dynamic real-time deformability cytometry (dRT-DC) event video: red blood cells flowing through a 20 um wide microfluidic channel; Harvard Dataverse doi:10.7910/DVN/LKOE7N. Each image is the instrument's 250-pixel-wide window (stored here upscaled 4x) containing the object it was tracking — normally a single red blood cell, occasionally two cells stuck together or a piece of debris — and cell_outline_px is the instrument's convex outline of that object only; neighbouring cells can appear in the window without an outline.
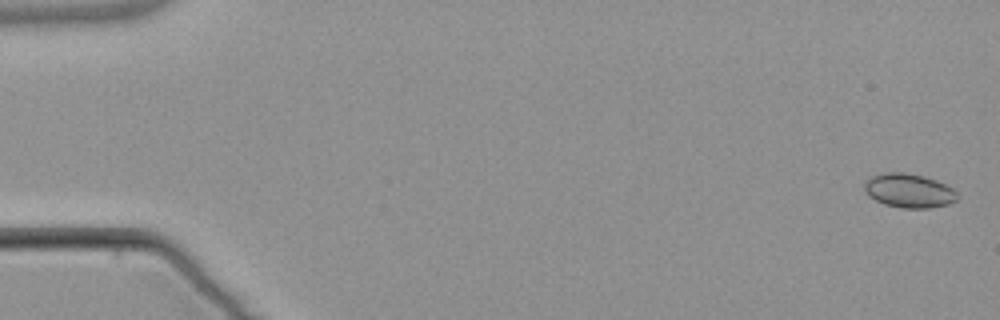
{"species": "common noctule bat (a hibernating species)", "species_latin": "Nyctalus noctula", "temperature_condition": "warm", "stored_images_in_passage": 6, "camera_frame_rate_fps": 3000, "um_per_image_px": 0.085, "animal": {"sex": "male", "body_mass_g": 21.5, "forearm_length_mm": 52.0}, "frame": {"image": 1, "passage_image": 1, "time_ms": 0.0, "image_size_px": [1000, 320], "cell_outline_px": [[956, 200], [948, 204], [928, 208], [900, 208], [884, 204], [868, 196], [864, 188], [864, 184], [872, 176], [888, 172], [904, 172], [924, 176], [936, 180], [952, 188], [956, 192]], "centroid_in_image_um": [77.24, 16.21], "position_along_channel_um": 7.8, "area_um2": 18.26}}
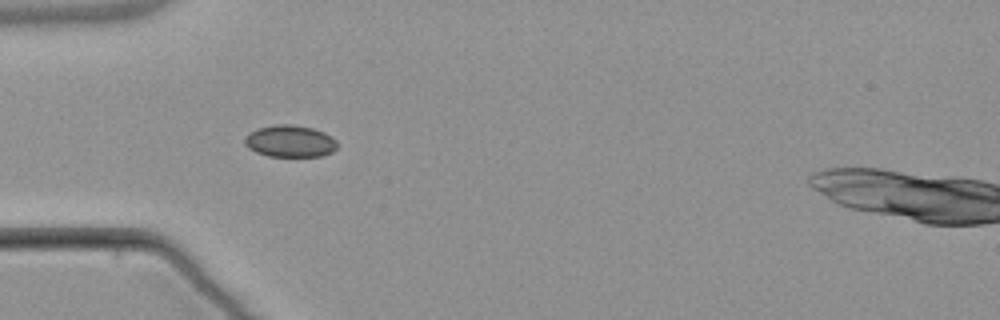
{"frame": {"image": 2, "passage_image": 5, "time_ms": 5.333, "image_size_px": [1000, 320], "cell_outline_px": [[336, 148], [332, 152], [324, 156], [268, 156], [256, 152], [248, 148], [244, 144], [244, 136], [260, 128], [276, 124], [288, 124], [312, 128], [324, 132], [332, 136], [336, 140]], "centroid_in_image_um": [24.66, 12.01], "position_along_channel_um": 60.3, "area_um2": 17.17}}
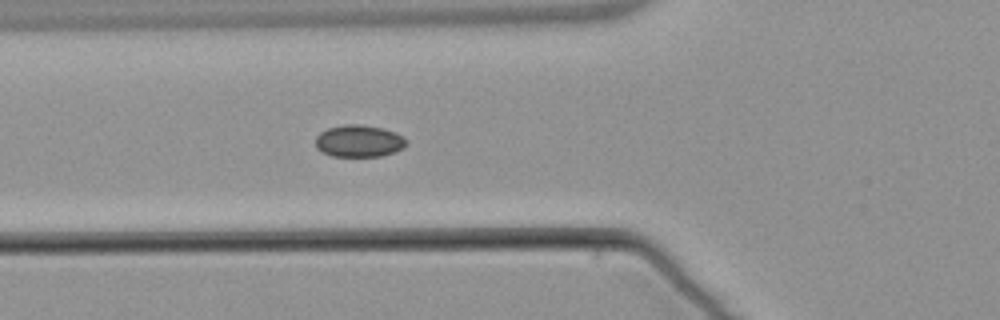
{"frame": {"image": 3, "passage_image": 6, "time_ms": 6.333, "image_size_px": [1000, 320], "cell_outline_px": [[408, 144], [404, 148], [380, 156], [332, 156], [320, 152], [316, 148], [316, 136], [320, 132], [328, 128], [344, 124], [360, 124], [380, 128], [396, 132], [404, 136], [408, 140]], "centroid_in_image_um": [30.52, 11.98], "position_along_channel_um": 95.3, "area_um2": 17.11}}